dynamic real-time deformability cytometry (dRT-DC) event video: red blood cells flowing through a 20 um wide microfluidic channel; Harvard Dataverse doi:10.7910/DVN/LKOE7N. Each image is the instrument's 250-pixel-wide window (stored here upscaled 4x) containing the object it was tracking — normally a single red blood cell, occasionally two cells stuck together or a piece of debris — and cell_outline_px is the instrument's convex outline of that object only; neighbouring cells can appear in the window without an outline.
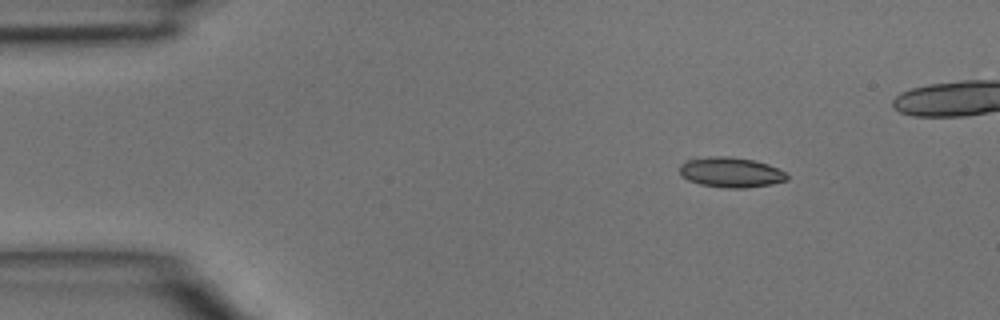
{"species": "common noctule bat (a hibernating species)", "species_latin": "Nyctalus noctula", "temperature_condition": "room temperature", "stored_images_in_passage": 4, "camera_frame_rate_fps": 3000, "um_per_image_px": 0.085, "animal": {"sex": "male", "body_mass_g": 15.6}, "frame": {"image": 1, "passage_image": 1, "time_ms": 0.0, "image_size_px": [1000, 320], "cell_outline_px": [[788, 180], [772, 184], [744, 188], [724, 188], [700, 184], [688, 180], [680, 176], [680, 164], [688, 160], [712, 156], [732, 156], [752, 160], [768, 164], [784, 172], [788, 176]], "centroid_in_image_um": [62.11, 14.65], "position_along_channel_um": 22.9, "area_um2": 18.84}}
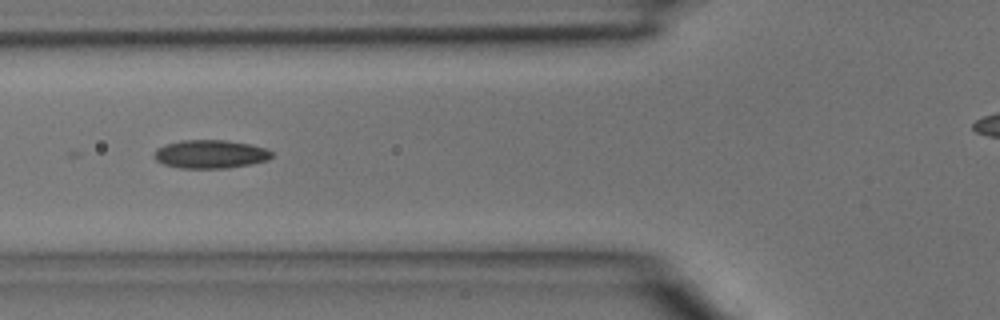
{"frame": {"image": 2, "passage_image": 4, "time_ms": 1.0, "image_size_px": [1000, 320], "cell_outline_px": [[272, 156], [268, 160], [252, 164], [228, 168], [180, 168], [164, 164], [156, 160], [156, 148], [164, 144], [180, 140], [224, 140], [248, 144], [264, 148], [272, 152]], "centroid_in_image_um": [17.88, 13.1], "position_along_channel_um": 107.9, "area_um2": 19.36}}